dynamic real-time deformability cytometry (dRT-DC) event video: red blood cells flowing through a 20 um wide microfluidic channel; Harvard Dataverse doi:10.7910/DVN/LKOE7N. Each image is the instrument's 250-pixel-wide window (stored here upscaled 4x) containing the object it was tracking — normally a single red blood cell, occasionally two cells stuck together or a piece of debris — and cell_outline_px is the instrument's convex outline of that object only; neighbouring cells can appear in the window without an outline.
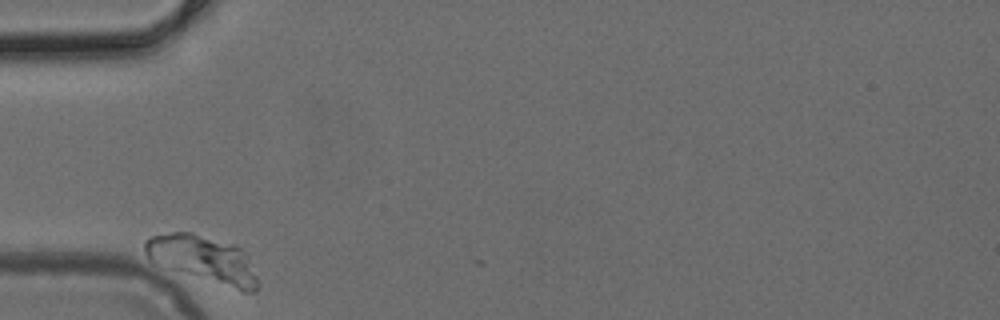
{"species": "common noctule bat (a hibernating species)", "species_latin": "Nyctalus noctula", "temperature_condition": "cold", "stored_images_in_passage": 1, "camera_frame_rate_fps": 3000, "um_per_image_px": 0.085, "animal": {"sex": "female", "body_mass_g": 24.6, "forearm_length_mm": 56.2}, "frame": {"image": 1, "passage_image": 1, "time_ms": 0.0, "image_size_px": [1000, 320], "cell_outline_px": [[260, 284], [256, 292], [244, 292], [172, 268], [152, 260], [148, 256], [144, 248], [144, 240], [152, 236], [172, 232], [192, 232], [236, 244], [244, 252]], "centroid_in_image_um": [17.33, 22.0], "position_along_channel_um": 67.7, "area_um2": 30.11}}